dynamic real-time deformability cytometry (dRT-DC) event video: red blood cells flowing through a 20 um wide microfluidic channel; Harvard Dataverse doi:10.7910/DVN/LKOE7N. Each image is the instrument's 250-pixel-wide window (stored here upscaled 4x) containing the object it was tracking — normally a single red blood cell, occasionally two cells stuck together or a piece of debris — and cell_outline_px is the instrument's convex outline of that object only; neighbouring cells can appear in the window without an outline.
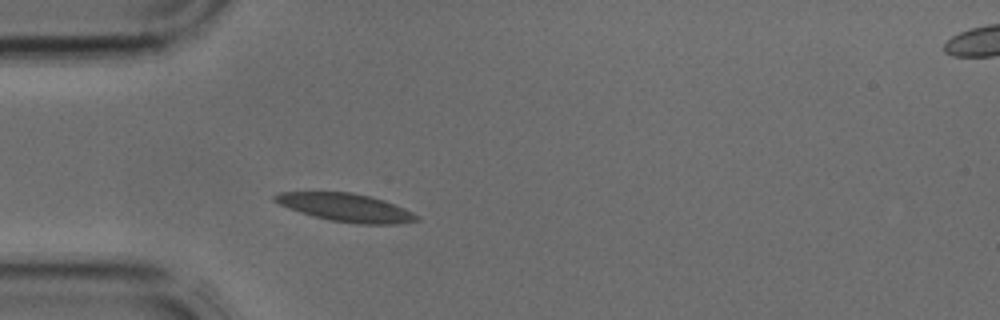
{"species": "common noctule bat (a hibernating species)", "species_latin": "Nyctalus noctula", "temperature_condition": "cold", "stored_images_in_passage": 2, "camera_frame_rate_fps": 3000, "um_per_image_px": 0.085, "animal": {"sex": "male", "body_mass_g": 17.9, "forearm_length_mm": 54.2}, "frame": {"image": 1, "passage_image": 2, "time_ms": 0.333, "image_size_px": [1000, 320], "cell_outline_px": [[420, 220], [400, 224], [356, 224], [328, 220], [312, 216], [288, 208], [272, 200], [272, 196], [280, 192], [352, 192], [372, 196], [384, 200], [404, 208], [420, 216]], "centroid_in_image_um": [29.42, 17.64], "position_along_channel_um": 55.6, "area_um2": 23.47}}